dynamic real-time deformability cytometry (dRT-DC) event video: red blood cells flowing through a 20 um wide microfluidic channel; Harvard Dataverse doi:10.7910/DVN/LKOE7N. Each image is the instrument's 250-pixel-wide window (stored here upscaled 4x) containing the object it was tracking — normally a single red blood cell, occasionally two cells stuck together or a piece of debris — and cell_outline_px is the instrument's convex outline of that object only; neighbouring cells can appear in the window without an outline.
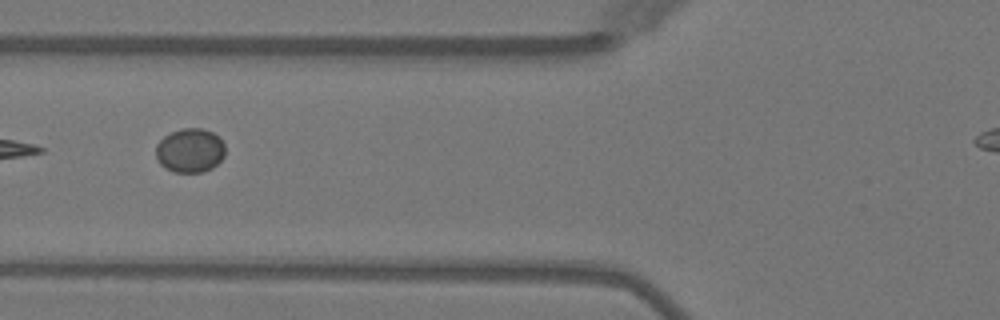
{"species": "Egyptian fruit bat (a non-hibernating species)", "species_latin": "Rousettus aegyptiacus", "temperature_condition": "warm", "stored_images_in_passage": 4, "camera_frame_rate_fps": 3000, "um_per_image_px": 0.085, "animal": {"sex": "female"}, "frame": {"image": 1, "passage_image": 4, "time_ms": 5.667, "image_size_px": [1000, 320], "cell_outline_px": [[224, 156], [212, 168], [204, 172], [172, 172], [164, 168], [160, 164], [156, 156], [156, 144], [164, 136], [180, 128], [200, 128], [212, 132], [224, 144]], "centroid_in_image_um": [16.12, 12.8], "position_along_channel_um": 109.7, "area_um2": 17.8}}